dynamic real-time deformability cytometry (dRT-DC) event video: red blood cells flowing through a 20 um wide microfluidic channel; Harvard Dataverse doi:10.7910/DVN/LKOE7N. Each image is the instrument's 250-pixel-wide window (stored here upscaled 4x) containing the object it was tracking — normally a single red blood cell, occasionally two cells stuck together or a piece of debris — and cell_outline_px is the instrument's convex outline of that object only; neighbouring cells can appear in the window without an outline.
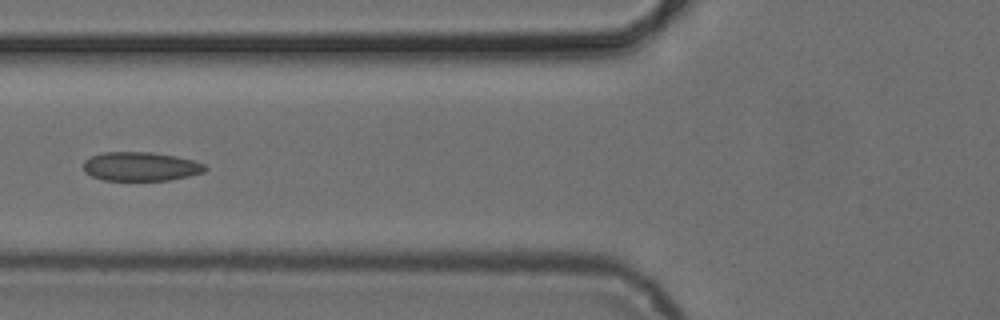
{"species": "common noctule bat (a hibernating species)", "species_latin": "Nyctalus noctula", "temperature_condition": "cold", "stored_images_in_passage": 5, "camera_frame_rate_fps": 3000, "um_per_image_px": 0.085, "animal": {"sex": "female", "body_mass_g": 24.6, "forearm_length_mm": 56.2}, "frame": {"image": 1, "passage_image": 5, "time_ms": 5.667, "image_size_px": [1000, 320], "cell_outline_px": [[208, 168], [204, 172], [188, 176], [168, 180], [104, 180], [92, 176], [84, 172], [84, 160], [92, 156], [104, 152], [152, 152], [176, 156], [192, 160], [204, 164]], "centroid_in_image_um": [11.96, 14.15], "position_along_channel_um": 113.8, "area_um2": 20.46}}